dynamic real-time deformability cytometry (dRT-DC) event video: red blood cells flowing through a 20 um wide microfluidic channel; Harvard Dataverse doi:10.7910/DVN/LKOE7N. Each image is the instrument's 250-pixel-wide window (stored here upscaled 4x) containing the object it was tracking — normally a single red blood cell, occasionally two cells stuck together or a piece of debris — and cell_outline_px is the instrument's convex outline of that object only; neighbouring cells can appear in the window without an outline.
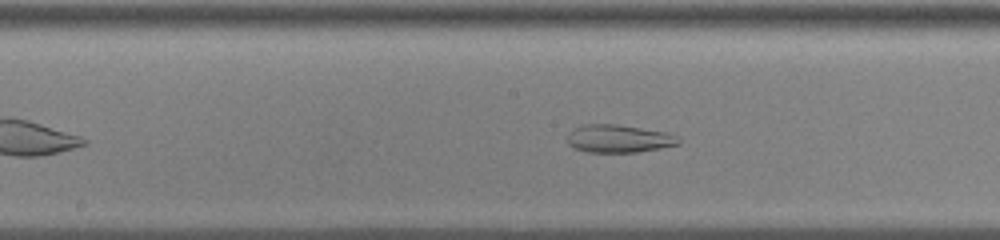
{"species": "common noctule bat (a hibernating species)", "species_latin": "Nyctalus noctula", "temperature_condition": "cold", "stored_images_in_passage": 17, "camera_frame_rate_fps": 3000, "um_per_image_px": 0.085, "animal": {"sex": "male", "body_mass_g": 13.0, "forearm_length_mm": 53.1}, "frame": {"image": 1, "passage_image": 12, "time_ms": 3.667, "image_size_px": [1000, 240], "cell_outline_px": [[680, 144], [660, 148], [636, 152], [588, 152], [572, 148], [568, 144], [568, 132], [572, 128], [584, 124], [616, 124], [668, 132], [680, 136]], "centroid_in_image_um": [52.59, 11.78], "position_along_channel_um": 195.6, "area_um2": 18.32}}